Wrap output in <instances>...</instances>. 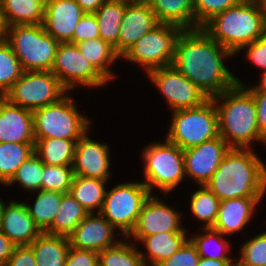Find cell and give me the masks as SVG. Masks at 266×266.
I'll return each instance as SVG.
<instances>
[{
    "label": "cell",
    "mask_w": 266,
    "mask_h": 266,
    "mask_svg": "<svg viewBox=\"0 0 266 266\" xmlns=\"http://www.w3.org/2000/svg\"><path fill=\"white\" fill-rule=\"evenodd\" d=\"M233 54L213 40L202 28L182 30L172 66L213 98L235 84L243 83L224 65L223 58Z\"/></svg>",
    "instance_id": "cell-1"
},
{
    "label": "cell",
    "mask_w": 266,
    "mask_h": 266,
    "mask_svg": "<svg viewBox=\"0 0 266 266\" xmlns=\"http://www.w3.org/2000/svg\"><path fill=\"white\" fill-rule=\"evenodd\" d=\"M205 185L220 201L264 197L266 166L252 149L230 148Z\"/></svg>",
    "instance_id": "cell-2"
},
{
    "label": "cell",
    "mask_w": 266,
    "mask_h": 266,
    "mask_svg": "<svg viewBox=\"0 0 266 266\" xmlns=\"http://www.w3.org/2000/svg\"><path fill=\"white\" fill-rule=\"evenodd\" d=\"M212 100L218 112L219 135L230 148L250 149L255 140L266 143L259 131L254 97L245 84H235Z\"/></svg>",
    "instance_id": "cell-3"
},
{
    "label": "cell",
    "mask_w": 266,
    "mask_h": 266,
    "mask_svg": "<svg viewBox=\"0 0 266 266\" xmlns=\"http://www.w3.org/2000/svg\"><path fill=\"white\" fill-rule=\"evenodd\" d=\"M202 29L233 55L266 33L262 14L255 0H241L217 14Z\"/></svg>",
    "instance_id": "cell-4"
},
{
    "label": "cell",
    "mask_w": 266,
    "mask_h": 266,
    "mask_svg": "<svg viewBox=\"0 0 266 266\" xmlns=\"http://www.w3.org/2000/svg\"><path fill=\"white\" fill-rule=\"evenodd\" d=\"M4 40L16 54L23 71H51L59 42L42 24L6 27Z\"/></svg>",
    "instance_id": "cell-5"
},
{
    "label": "cell",
    "mask_w": 266,
    "mask_h": 266,
    "mask_svg": "<svg viewBox=\"0 0 266 266\" xmlns=\"http://www.w3.org/2000/svg\"><path fill=\"white\" fill-rule=\"evenodd\" d=\"M73 100L64 95L52 104L33 110L34 137L79 140L88 133L91 120L79 113Z\"/></svg>",
    "instance_id": "cell-6"
},
{
    "label": "cell",
    "mask_w": 266,
    "mask_h": 266,
    "mask_svg": "<svg viewBox=\"0 0 266 266\" xmlns=\"http://www.w3.org/2000/svg\"><path fill=\"white\" fill-rule=\"evenodd\" d=\"M172 116L166 139L182 150L219 136L218 112L212 98L197 107L175 110Z\"/></svg>",
    "instance_id": "cell-7"
},
{
    "label": "cell",
    "mask_w": 266,
    "mask_h": 266,
    "mask_svg": "<svg viewBox=\"0 0 266 266\" xmlns=\"http://www.w3.org/2000/svg\"><path fill=\"white\" fill-rule=\"evenodd\" d=\"M145 163L143 182L150 193L155 187L167 194L184 179V151L167 139L153 143L142 152Z\"/></svg>",
    "instance_id": "cell-8"
},
{
    "label": "cell",
    "mask_w": 266,
    "mask_h": 266,
    "mask_svg": "<svg viewBox=\"0 0 266 266\" xmlns=\"http://www.w3.org/2000/svg\"><path fill=\"white\" fill-rule=\"evenodd\" d=\"M150 195L143 182L118 184L106 191L99 213L127 238L134 230L142 206Z\"/></svg>",
    "instance_id": "cell-9"
},
{
    "label": "cell",
    "mask_w": 266,
    "mask_h": 266,
    "mask_svg": "<svg viewBox=\"0 0 266 266\" xmlns=\"http://www.w3.org/2000/svg\"><path fill=\"white\" fill-rule=\"evenodd\" d=\"M182 30L173 24L159 23L142 36L121 58L140 64L146 72L170 66Z\"/></svg>",
    "instance_id": "cell-10"
},
{
    "label": "cell",
    "mask_w": 266,
    "mask_h": 266,
    "mask_svg": "<svg viewBox=\"0 0 266 266\" xmlns=\"http://www.w3.org/2000/svg\"><path fill=\"white\" fill-rule=\"evenodd\" d=\"M66 93L51 71H23L4 97L12 104L33 111L58 101Z\"/></svg>",
    "instance_id": "cell-11"
},
{
    "label": "cell",
    "mask_w": 266,
    "mask_h": 266,
    "mask_svg": "<svg viewBox=\"0 0 266 266\" xmlns=\"http://www.w3.org/2000/svg\"><path fill=\"white\" fill-rule=\"evenodd\" d=\"M51 72L67 91L77 85L98 88L107 83V80L81 54L77 44L69 42L59 43Z\"/></svg>",
    "instance_id": "cell-12"
},
{
    "label": "cell",
    "mask_w": 266,
    "mask_h": 266,
    "mask_svg": "<svg viewBox=\"0 0 266 266\" xmlns=\"http://www.w3.org/2000/svg\"><path fill=\"white\" fill-rule=\"evenodd\" d=\"M172 111L197 107L209 98L172 65L147 72Z\"/></svg>",
    "instance_id": "cell-13"
},
{
    "label": "cell",
    "mask_w": 266,
    "mask_h": 266,
    "mask_svg": "<svg viewBox=\"0 0 266 266\" xmlns=\"http://www.w3.org/2000/svg\"><path fill=\"white\" fill-rule=\"evenodd\" d=\"M230 147L219 135L184 151L185 177H192L197 184L205 185L220 165Z\"/></svg>",
    "instance_id": "cell-14"
},
{
    "label": "cell",
    "mask_w": 266,
    "mask_h": 266,
    "mask_svg": "<svg viewBox=\"0 0 266 266\" xmlns=\"http://www.w3.org/2000/svg\"><path fill=\"white\" fill-rule=\"evenodd\" d=\"M180 222V212L151 194L143 204L137 224L127 239L146 237L161 232H186Z\"/></svg>",
    "instance_id": "cell-15"
},
{
    "label": "cell",
    "mask_w": 266,
    "mask_h": 266,
    "mask_svg": "<svg viewBox=\"0 0 266 266\" xmlns=\"http://www.w3.org/2000/svg\"><path fill=\"white\" fill-rule=\"evenodd\" d=\"M85 133L76 143L72 169L74 175L108 180L110 176V148L106 143L96 142Z\"/></svg>",
    "instance_id": "cell-16"
},
{
    "label": "cell",
    "mask_w": 266,
    "mask_h": 266,
    "mask_svg": "<svg viewBox=\"0 0 266 266\" xmlns=\"http://www.w3.org/2000/svg\"><path fill=\"white\" fill-rule=\"evenodd\" d=\"M159 24L155 12L144 0H131L125 8L118 39L122 57L142 36Z\"/></svg>",
    "instance_id": "cell-17"
},
{
    "label": "cell",
    "mask_w": 266,
    "mask_h": 266,
    "mask_svg": "<svg viewBox=\"0 0 266 266\" xmlns=\"http://www.w3.org/2000/svg\"><path fill=\"white\" fill-rule=\"evenodd\" d=\"M85 12L76 0H45L44 30L59 43L70 42Z\"/></svg>",
    "instance_id": "cell-18"
},
{
    "label": "cell",
    "mask_w": 266,
    "mask_h": 266,
    "mask_svg": "<svg viewBox=\"0 0 266 266\" xmlns=\"http://www.w3.org/2000/svg\"><path fill=\"white\" fill-rule=\"evenodd\" d=\"M95 214H97L95 216ZM115 227L100 213H89L68 236L69 244L75 249L101 252L116 245Z\"/></svg>",
    "instance_id": "cell-19"
},
{
    "label": "cell",
    "mask_w": 266,
    "mask_h": 266,
    "mask_svg": "<svg viewBox=\"0 0 266 266\" xmlns=\"http://www.w3.org/2000/svg\"><path fill=\"white\" fill-rule=\"evenodd\" d=\"M35 143L32 110L0 96V143Z\"/></svg>",
    "instance_id": "cell-20"
},
{
    "label": "cell",
    "mask_w": 266,
    "mask_h": 266,
    "mask_svg": "<svg viewBox=\"0 0 266 266\" xmlns=\"http://www.w3.org/2000/svg\"><path fill=\"white\" fill-rule=\"evenodd\" d=\"M1 231L17 246L30 245L42 233L29 215L26 203L15 201L3 208Z\"/></svg>",
    "instance_id": "cell-21"
},
{
    "label": "cell",
    "mask_w": 266,
    "mask_h": 266,
    "mask_svg": "<svg viewBox=\"0 0 266 266\" xmlns=\"http://www.w3.org/2000/svg\"><path fill=\"white\" fill-rule=\"evenodd\" d=\"M263 197H241L220 201L218 215L213 226L223 235L240 232L249 222L256 205Z\"/></svg>",
    "instance_id": "cell-22"
},
{
    "label": "cell",
    "mask_w": 266,
    "mask_h": 266,
    "mask_svg": "<svg viewBox=\"0 0 266 266\" xmlns=\"http://www.w3.org/2000/svg\"><path fill=\"white\" fill-rule=\"evenodd\" d=\"M187 232H161L146 237H133L136 241L144 243L148 254L140 255L145 266H157L174 254L188 239ZM148 263V264H147Z\"/></svg>",
    "instance_id": "cell-23"
},
{
    "label": "cell",
    "mask_w": 266,
    "mask_h": 266,
    "mask_svg": "<svg viewBox=\"0 0 266 266\" xmlns=\"http://www.w3.org/2000/svg\"><path fill=\"white\" fill-rule=\"evenodd\" d=\"M155 12L159 23L195 29L194 0H144Z\"/></svg>",
    "instance_id": "cell-24"
},
{
    "label": "cell",
    "mask_w": 266,
    "mask_h": 266,
    "mask_svg": "<svg viewBox=\"0 0 266 266\" xmlns=\"http://www.w3.org/2000/svg\"><path fill=\"white\" fill-rule=\"evenodd\" d=\"M0 7L5 27L43 23L45 0H0Z\"/></svg>",
    "instance_id": "cell-25"
},
{
    "label": "cell",
    "mask_w": 266,
    "mask_h": 266,
    "mask_svg": "<svg viewBox=\"0 0 266 266\" xmlns=\"http://www.w3.org/2000/svg\"><path fill=\"white\" fill-rule=\"evenodd\" d=\"M29 246L35 255L36 266H64L70 244L66 236L42 232Z\"/></svg>",
    "instance_id": "cell-26"
},
{
    "label": "cell",
    "mask_w": 266,
    "mask_h": 266,
    "mask_svg": "<svg viewBox=\"0 0 266 266\" xmlns=\"http://www.w3.org/2000/svg\"><path fill=\"white\" fill-rule=\"evenodd\" d=\"M130 1L106 0L94 13L99 25L100 38L114 47L117 54L120 26L126 5Z\"/></svg>",
    "instance_id": "cell-27"
},
{
    "label": "cell",
    "mask_w": 266,
    "mask_h": 266,
    "mask_svg": "<svg viewBox=\"0 0 266 266\" xmlns=\"http://www.w3.org/2000/svg\"><path fill=\"white\" fill-rule=\"evenodd\" d=\"M78 140L35 138L34 154L47 165L72 166Z\"/></svg>",
    "instance_id": "cell-28"
},
{
    "label": "cell",
    "mask_w": 266,
    "mask_h": 266,
    "mask_svg": "<svg viewBox=\"0 0 266 266\" xmlns=\"http://www.w3.org/2000/svg\"><path fill=\"white\" fill-rule=\"evenodd\" d=\"M88 214L70 193L64 194L58 213L45 233L68 237Z\"/></svg>",
    "instance_id": "cell-29"
},
{
    "label": "cell",
    "mask_w": 266,
    "mask_h": 266,
    "mask_svg": "<svg viewBox=\"0 0 266 266\" xmlns=\"http://www.w3.org/2000/svg\"><path fill=\"white\" fill-rule=\"evenodd\" d=\"M81 54L93 65V67L108 81L115 76L109 68L111 64L120 58L114 47L103 41L100 37L77 43Z\"/></svg>",
    "instance_id": "cell-30"
},
{
    "label": "cell",
    "mask_w": 266,
    "mask_h": 266,
    "mask_svg": "<svg viewBox=\"0 0 266 266\" xmlns=\"http://www.w3.org/2000/svg\"><path fill=\"white\" fill-rule=\"evenodd\" d=\"M106 183L107 180L75 175L69 193L89 213H94L97 208L99 213L105 199Z\"/></svg>",
    "instance_id": "cell-31"
},
{
    "label": "cell",
    "mask_w": 266,
    "mask_h": 266,
    "mask_svg": "<svg viewBox=\"0 0 266 266\" xmlns=\"http://www.w3.org/2000/svg\"><path fill=\"white\" fill-rule=\"evenodd\" d=\"M35 143H0V182L7 184L20 165L34 154Z\"/></svg>",
    "instance_id": "cell-32"
},
{
    "label": "cell",
    "mask_w": 266,
    "mask_h": 266,
    "mask_svg": "<svg viewBox=\"0 0 266 266\" xmlns=\"http://www.w3.org/2000/svg\"><path fill=\"white\" fill-rule=\"evenodd\" d=\"M37 194L34 205L26 204V208L36 225L45 232L52 225L64 194L45 190H39Z\"/></svg>",
    "instance_id": "cell-33"
},
{
    "label": "cell",
    "mask_w": 266,
    "mask_h": 266,
    "mask_svg": "<svg viewBox=\"0 0 266 266\" xmlns=\"http://www.w3.org/2000/svg\"><path fill=\"white\" fill-rule=\"evenodd\" d=\"M200 189L193 192L190 201L191 213L200 221L204 222L202 228H209L215 225L220 200L206 186L200 185Z\"/></svg>",
    "instance_id": "cell-34"
},
{
    "label": "cell",
    "mask_w": 266,
    "mask_h": 266,
    "mask_svg": "<svg viewBox=\"0 0 266 266\" xmlns=\"http://www.w3.org/2000/svg\"><path fill=\"white\" fill-rule=\"evenodd\" d=\"M133 244L119 242L98 253V266H145L140 251Z\"/></svg>",
    "instance_id": "cell-35"
},
{
    "label": "cell",
    "mask_w": 266,
    "mask_h": 266,
    "mask_svg": "<svg viewBox=\"0 0 266 266\" xmlns=\"http://www.w3.org/2000/svg\"><path fill=\"white\" fill-rule=\"evenodd\" d=\"M205 231L203 235H196L190 237L189 239L195 245L196 250L201 258L215 259V260H233L229 255L227 256V251L230 248L228 240L223 238V235L220 231L214 229L213 227L203 228ZM215 244V250L213 253L208 249L211 248L210 243ZM212 250V249H211ZM216 251V252H215ZM209 252V253H208Z\"/></svg>",
    "instance_id": "cell-36"
},
{
    "label": "cell",
    "mask_w": 266,
    "mask_h": 266,
    "mask_svg": "<svg viewBox=\"0 0 266 266\" xmlns=\"http://www.w3.org/2000/svg\"><path fill=\"white\" fill-rule=\"evenodd\" d=\"M23 69L10 45L0 40V96H4L21 77Z\"/></svg>",
    "instance_id": "cell-37"
},
{
    "label": "cell",
    "mask_w": 266,
    "mask_h": 266,
    "mask_svg": "<svg viewBox=\"0 0 266 266\" xmlns=\"http://www.w3.org/2000/svg\"><path fill=\"white\" fill-rule=\"evenodd\" d=\"M74 176L72 166L43 163L41 190L67 194L70 191Z\"/></svg>",
    "instance_id": "cell-38"
},
{
    "label": "cell",
    "mask_w": 266,
    "mask_h": 266,
    "mask_svg": "<svg viewBox=\"0 0 266 266\" xmlns=\"http://www.w3.org/2000/svg\"><path fill=\"white\" fill-rule=\"evenodd\" d=\"M42 173L43 162L35 154H32L20 165L6 185L11 186V184L18 182L24 189L38 192L41 190Z\"/></svg>",
    "instance_id": "cell-39"
},
{
    "label": "cell",
    "mask_w": 266,
    "mask_h": 266,
    "mask_svg": "<svg viewBox=\"0 0 266 266\" xmlns=\"http://www.w3.org/2000/svg\"><path fill=\"white\" fill-rule=\"evenodd\" d=\"M240 250L241 258L234 265L266 266V232L247 240Z\"/></svg>",
    "instance_id": "cell-40"
},
{
    "label": "cell",
    "mask_w": 266,
    "mask_h": 266,
    "mask_svg": "<svg viewBox=\"0 0 266 266\" xmlns=\"http://www.w3.org/2000/svg\"><path fill=\"white\" fill-rule=\"evenodd\" d=\"M241 0H194L195 29L202 28L217 14L236 6Z\"/></svg>",
    "instance_id": "cell-41"
},
{
    "label": "cell",
    "mask_w": 266,
    "mask_h": 266,
    "mask_svg": "<svg viewBox=\"0 0 266 266\" xmlns=\"http://www.w3.org/2000/svg\"><path fill=\"white\" fill-rule=\"evenodd\" d=\"M199 259L195 245L188 238L174 254L157 266H198Z\"/></svg>",
    "instance_id": "cell-42"
},
{
    "label": "cell",
    "mask_w": 266,
    "mask_h": 266,
    "mask_svg": "<svg viewBox=\"0 0 266 266\" xmlns=\"http://www.w3.org/2000/svg\"><path fill=\"white\" fill-rule=\"evenodd\" d=\"M99 25L94 13H85L77 23L73 38L69 43L77 44L89 39L99 38Z\"/></svg>",
    "instance_id": "cell-43"
},
{
    "label": "cell",
    "mask_w": 266,
    "mask_h": 266,
    "mask_svg": "<svg viewBox=\"0 0 266 266\" xmlns=\"http://www.w3.org/2000/svg\"><path fill=\"white\" fill-rule=\"evenodd\" d=\"M64 266H98V252L70 246Z\"/></svg>",
    "instance_id": "cell-44"
},
{
    "label": "cell",
    "mask_w": 266,
    "mask_h": 266,
    "mask_svg": "<svg viewBox=\"0 0 266 266\" xmlns=\"http://www.w3.org/2000/svg\"><path fill=\"white\" fill-rule=\"evenodd\" d=\"M241 49H247L246 54L248 60L254 63L256 67H260L263 72L266 71V33Z\"/></svg>",
    "instance_id": "cell-45"
},
{
    "label": "cell",
    "mask_w": 266,
    "mask_h": 266,
    "mask_svg": "<svg viewBox=\"0 0 266 266\" xmlns=\"http://www.w3.org/2000/svg\"><path fill=\"white\" fill-rule=\"evenodd\" d=\"M36 259L29 245L16 246L12 256L3 266H36Z\"/></svg>",
    "instance_id": "cell-46"
},
{
    "label": "cell",
    "mask_w": 266,
    "mask_h": 266,
    "mask_svg": "<svg viewBox=\"0 0 266 266\" xmlns=\"http://www.w3.org/2000/svg\"><path fill=\"white\" fill-rule=\"evenodd\" d=\"M256 104V116L260 134L266 139V92L249 90Z\"/></svg>",
    "instance_id": "cell-47"
},
{
    "label": "cell",
    "mask_w": 266,
    "mask_h": 266,
    "mask_svg": "<svg viewBox=\"0 0 266 266\" xmlns=\"http://www.w3.org/2000/svg\"><path fill=\"white\" fill-rule=\"evenodd\" d=\"M15 245L1 230H0V266H3L12 256Z\"/></svg>",
    "instance_id": "cell-48"
},
{
    "label": "cell",
    "mask_w": 266,
    "mask_h": 266,
    "mask_svg": "<svg viewBox=\"0 0 266 266\" xmlns=\"http://www.w3.org/2000/svg\"><path fill=\"white\" fill-rule=\"evenodd\" d=\"M106 0H76L85 13H95Z\"/></svg>",
    "instance_id": "cell-49"
},
{
    "label": "cell",
    "mask_w": 266,
    "mask_h": 266,
    "mask_svg": "<svg viewBox=\"0 0 266 266\" xmlns=\"http://www.w3.org/2000/svg\"><path fill=\"white\" fill-rule=\"evenodd\" d=\"M233 260H215L208 258H201L198 261V266H233Z\"/></svg>",
    "instance_id": "cell-50"
},
{
    "label": "cell",
    "mask_w": 266,
    "mask_h": 266,
    "mask_svg": "<svg viewBox=\"0 0 266 266\" xmlns=\"http://www.w3.org/2000/svg\"><path fill=\"white\" fill-rule=\"evenodd\" d=\"M261 82H259V84L256 86L254 85V87H248V90H260V91H265L266 92V71L262 73L261 76Z\"/></svg>",
    "instance_id": "cell-51"
},
{
    "label": "cell",
    "mask_w": 266,
    "mask_h": 266,
    "mask_svg": "<svg viewBox=\"0 0 266 266\" xmlns=\"http://www.w3.org/2000/svg\"><path fill=\"white\" fill-rule=\"evenodd\" d=\"M260 8L264 24L266 26V0H255Z\"/></svg>",
    "instance_id": "cell-52"
},
{
    "label": "cell",
    "mask_w": 266,
    "mask_h": 266,
    "mask_svg": "<svg viewBox=\"0 0 266 266\" xmlns=\"http://www.w3.org/2000/svg\"><path fill=\"white\" fill-rule=\"evenodd\" d=\"M5 29H6V27L3 23L2 14H1V7H0V40L4 39Z\"/></svg>",
    "instance_id": "cell-53"
},
{
    "label": "cell",
    "mask_w": 266,
    "mask_h": 266,
    "mask_svg": "<svg viewBox=\"0 0 266 266\" xmlns=\"http://www.w3.org/2000/svg\"><path fill=\"white\" fill-rule=\"evenodd\" d=\"M5 206V203L3 200H0V230H1V223H2V218H3V208Z\"/></svg>",
    "instance_id": "cell-54"
}]
</instances>
